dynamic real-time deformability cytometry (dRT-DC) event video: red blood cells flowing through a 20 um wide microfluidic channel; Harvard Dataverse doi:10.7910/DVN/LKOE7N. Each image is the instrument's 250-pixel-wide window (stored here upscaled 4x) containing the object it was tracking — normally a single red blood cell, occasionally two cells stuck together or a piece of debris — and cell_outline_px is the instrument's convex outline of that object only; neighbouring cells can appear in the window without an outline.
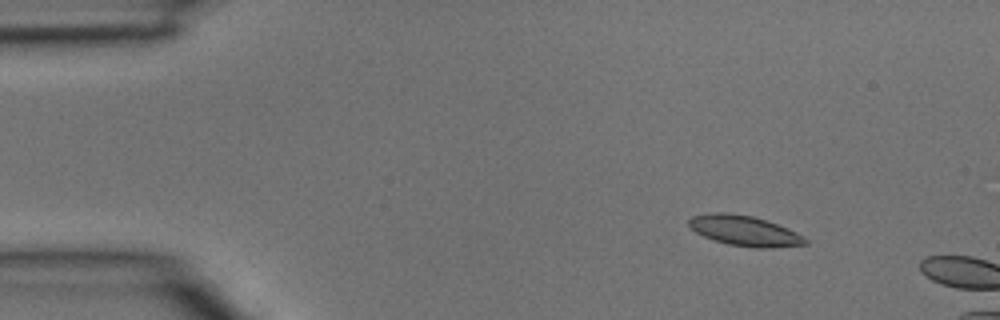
{"species": "common noctule bat (a hibernating species)", "species_latin": "Nyctalus noctula", "temperature_condition": "room temperature", "stored_images_in_passage": 3, "camera_frame_rate_fps": 3000, "um_per_image_px": 0.085, "animal": {"sex": "male", "body_mass_g": 15.6}, "frame": {"image": 1, "passage_image": 1, "time_ms": 0.0, "image_size_px": [1000, 320], "cell_outline_px": [[808, 244], [772, 248], [756, 248], [728, 244], [704, 236], [696, 232], [688, 224], [688, 220], [692, 216], [712, 212], [724, 212], [752, 216], [788, 228], [804, 236], [808, 240]], "centroid_in_image_um": [63.31, 19.62], "position_along_channel_um": 21.7, "area_um2": 20.4}}